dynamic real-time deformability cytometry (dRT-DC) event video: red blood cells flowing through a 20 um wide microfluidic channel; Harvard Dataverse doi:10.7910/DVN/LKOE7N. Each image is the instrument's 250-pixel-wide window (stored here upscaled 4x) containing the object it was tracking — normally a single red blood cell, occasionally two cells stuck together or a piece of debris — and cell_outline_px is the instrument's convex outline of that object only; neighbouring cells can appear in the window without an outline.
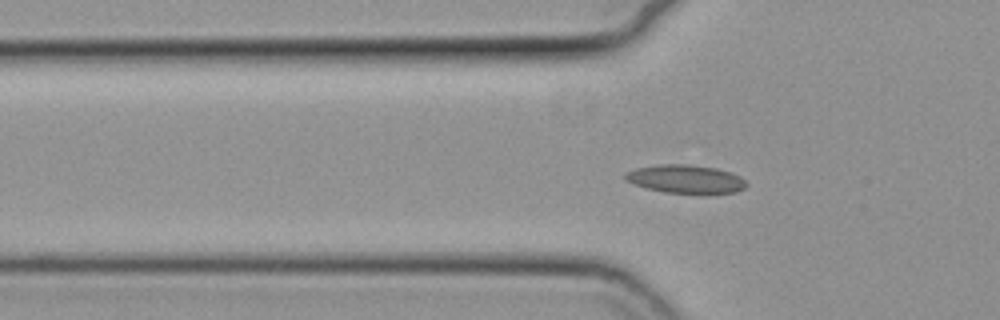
{"species": "common noctule bat (a hibernating species)", "species_latin": "Nyctalus noctula", "temperature_condition": "cold", "stored_images_in_passage": 52, "camera_frame_rate_fps": 3000, "um_per_image_px": 0.085, "animal": {"sex": "female", "body_mass_g": 19.3, "forearm_length_mm": 54.1}, "frame": {"image": 1, "passage_image": 20, "time_ms": 6.333, "image_size_px": [1000, 320], "cell_outline_px": [[748, 184], [744, 188], [736, 192], [704, 196], [664, 192], [648, 188], [624, 180], [624, 172], [636, 168], [660, 164], [688, 164], [716, 168], [732, 172], [740, 176]], "centroid_in_image_um": [58.33, 15.25], "position_along_channel_um": 67.5, "area_um2": 20.75}}
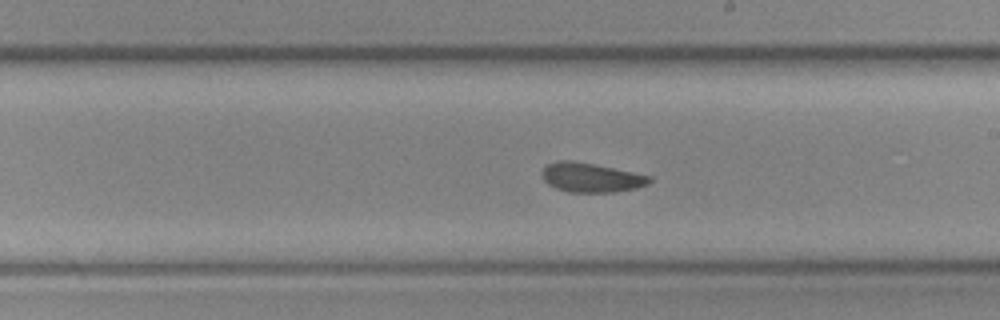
{"frame": {"image": 2, "passage_image": 34, "time_ms": 11.0, "image_size_px": [1000, 320], "cell_outline_px": [[652, 180], [648, 184], [636, 188], [616, 192], [568, 192], [556, 188], [548, 184], [544, 180], [540, 172], [548, 164], [560, 160], [572, 160], [596, 164], [652, 176]], "centroid_in_image_um": [50.25, 15.09], "position_along_channel_um": 238.8, "area_um2": 18.5}}
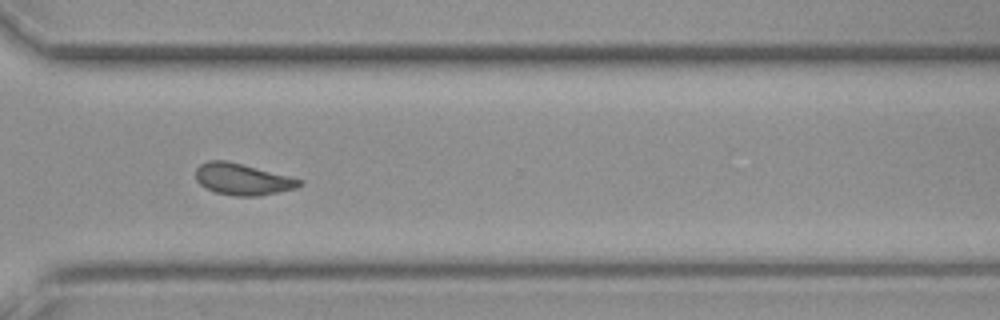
{"frame": {"image": 3, "passage_image": 43, "time_ms": 14.0, "image_size_px": [1000, 320], "cell_outline_px": [[304, 184], [296, 188], [260, 196], [236, 196], [216, 192], [204, 188], [196, 180], [196, 168], [200, 164], [208, 160], [224, 160], [304, 180]], "centroid_in_image_um": [20.6, 15.25], "position_along_channel_um": 350.0, "area_um2": 18.9}, "authors_computed_cell_mechanics": {"area_um2": 19.4497, "velocity_mm_per_s": 3.6999, "shape_relaxation_time_tau1_ms": null, "shape_relaxation_time_tau2_ms": 2.6678, "deformation_change_tau1": null, "deformation_change_tau2": 0.087}}